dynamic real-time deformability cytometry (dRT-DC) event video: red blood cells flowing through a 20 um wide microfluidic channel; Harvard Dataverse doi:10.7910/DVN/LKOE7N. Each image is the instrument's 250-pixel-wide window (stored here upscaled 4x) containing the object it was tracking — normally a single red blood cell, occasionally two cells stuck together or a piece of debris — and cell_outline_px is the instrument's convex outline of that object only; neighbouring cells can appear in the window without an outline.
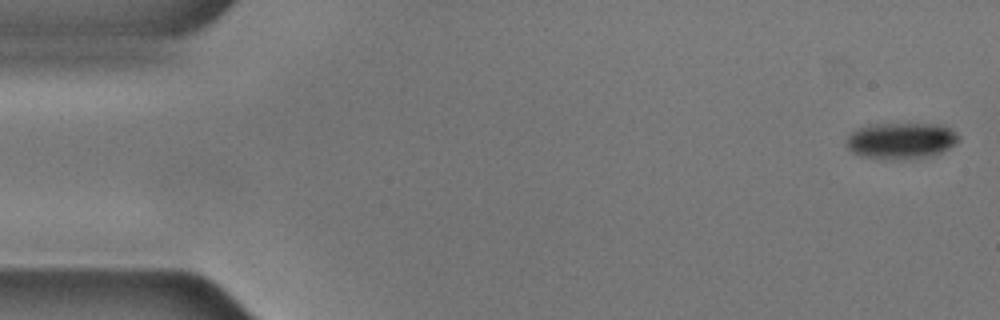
{"species": "common noctule bat (a hibernating species)", "species_latin": "Nyctalus noctula", "temperature_condition": "cold", "stored_images_in_passage": 55, "camera_frame_rate_fps": 3000, "um_per_image_px": 0.085, "animal": {"sex": "male", "body_mass_g": 17.9, "forearm_length_mm": 54.2}, "frame": {"image": 1, "passage_image": 1, "time_ms": 0.0, "image_size_px": [1000, 320], "cell_outline_px": [[960, 140], [948, 148], [932, 156], [912, 160], [880, 160], [860, 156], [852, 152], [844, 144], [848, 136], [852, 132], [860, 128], [876, 124], [936, 124], [948, 128], [956, 132], [960, 136]], "centroid_in_image_um": [76.57, 12.0], "position_along_channel_um": 8.4, "area_um2": 24.1}}
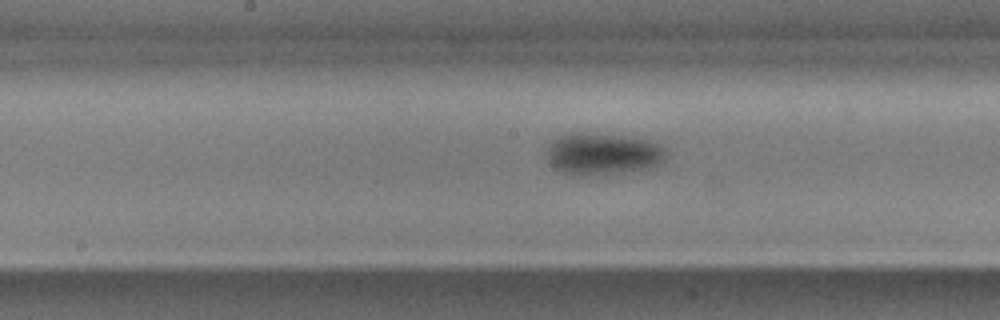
{"frame": {"image": 2, "passage_image": 27, "time_ms": 8.667, "image_size_px": [1000, 320], "cell_outline_px": [[668, 152], [664, 160], [660, 164], [652, 168], [604, 176], [568, 176], [552, 168], [548, 164], [544, 152], [548, 144], [552, 140], [560, 136], [572, 132], [588, 132], [624, 136], [652, 140], [660, 144]], "centroid_in_image_um": [51.19, 13.11], "position_along_channel_um": 197.0, "area_um2": 30.69}}
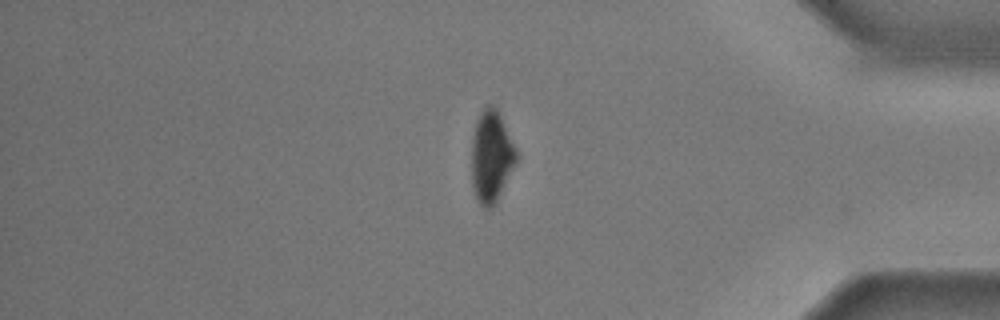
{"frame": {"image": 3, "passage_image": 46, "time_ms": 15.0, "image_size_px": [1000, 320], "cell_outline_px": [[516, 164], [496, 200], [488, 208], [484, 208], [480, 204], [472, 188], [472, 136], [476, 120], [480, 112], [488, 104], [492, 104], [496, 108], [516, 148]], "centroid_in_image_um": [41.74, 13.27], "position_along_channel_um": 393.5, "area_um2": 23.52}, "authors_computed_cell_mechanics": {"area_um2": 26.9348, "velocity_mm_per_s": 3.5717, "shape_relaxation_time_tau1_ms": 2.0838, "shape_relaxation_time_tau2_ms": null, "deformation_change_tau1": 0.091, "deformation_change_tau2": null}}